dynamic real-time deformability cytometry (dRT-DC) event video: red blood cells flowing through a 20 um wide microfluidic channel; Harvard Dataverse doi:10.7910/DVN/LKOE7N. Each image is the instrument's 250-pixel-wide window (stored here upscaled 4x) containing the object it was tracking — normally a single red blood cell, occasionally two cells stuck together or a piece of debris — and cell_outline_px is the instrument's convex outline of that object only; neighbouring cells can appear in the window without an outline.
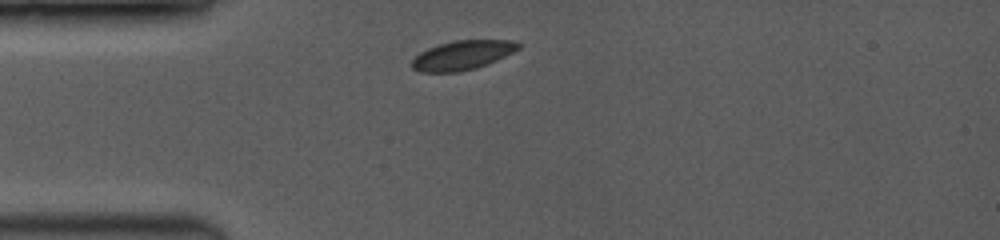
{"species": "common noctule bat (a hibernating species)", "species_latin": "Nyctalus noctula", "temperature_condition": "room temperature", "stored_images_in_passage": 2, "camera_frame_rate_fps": 3500, "um_per_image_px": 0.085, "animal": {"sex": "female", "body_mass_g": 19.0, "forearm_length_mm": 53.3}, "frame": {"image": 1, "passage_image": 1, "time_ms": 0.0, "image_size_px": [1000, 240], "cell_outline_px": [[520, 48], [496, 60], [476, 68], [460, 72], [420, 72], [412, 68], [412, 60], [420, 52], [428, 48], [440, 44], [456, 40], [512, 40], [520, 44]], "centroid_in_image_um": [39.29, 4.69], "position_along_channel_um": 45.7, "area_um2": 17.98}}